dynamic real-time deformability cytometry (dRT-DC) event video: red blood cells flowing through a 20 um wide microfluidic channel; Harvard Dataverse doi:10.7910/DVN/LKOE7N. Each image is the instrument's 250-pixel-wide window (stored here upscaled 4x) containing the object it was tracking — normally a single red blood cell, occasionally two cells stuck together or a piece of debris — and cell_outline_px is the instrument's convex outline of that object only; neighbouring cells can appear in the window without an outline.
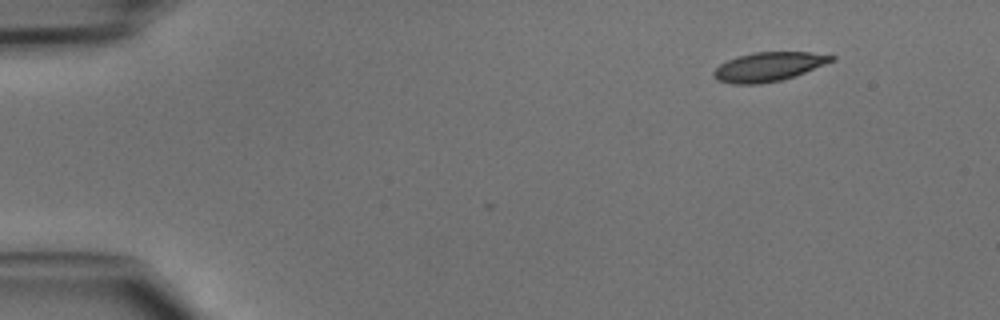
{"species": "common noctule bat (a hibernating species)", "species_latin": "Nyctalus noctula", "temperature_condition": "cold", "stored_images_in_passage": 4, "camera_frame_rate_fps": 3000, "um_per_image_px": 0.085, "animal": {"sex": "male", "body_mass_g": 15.6}, "frame": {"image": 1, "passage_image": 1, "time_ms": 0.0, "image_size_px": [1000, 320], "cell_outline_px": [[836, 60], [796, 76], [780, 80], [760, 84], [732, 84], [716, 80], [712, 76], [712, 72], [720, 64], [728, 60], [752, 52], [812, 52], [836, 56]], "centroid_in_image_um": [65.34, 5.68], "position_along_channel_um": 19.7, "area_um2": 20.11}}